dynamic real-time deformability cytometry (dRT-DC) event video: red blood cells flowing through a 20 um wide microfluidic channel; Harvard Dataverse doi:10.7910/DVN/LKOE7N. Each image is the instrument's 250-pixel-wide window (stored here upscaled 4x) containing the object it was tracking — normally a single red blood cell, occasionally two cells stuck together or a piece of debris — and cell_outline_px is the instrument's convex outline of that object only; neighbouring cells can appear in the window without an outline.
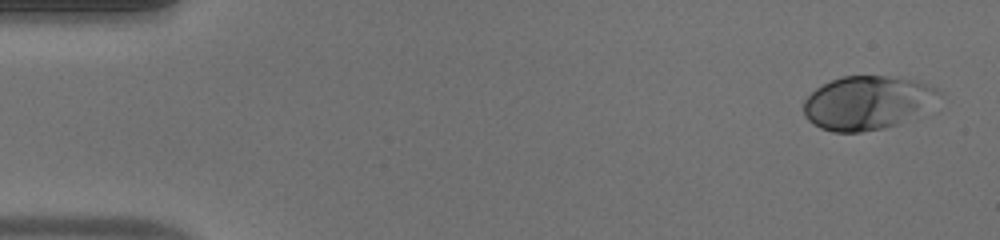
{"species": "human", "species_latin": "Homo sapiens", "temperature_condition": "warm", "stored_images_in_passage": 47, "camera_frame_rate_fps": 3000, "um_per_image_px": 0.085, "donor": {"sex": "male"}, "frame": {"image": 1, "passage_image": 1, "time_ms": 0.0, "image_size_px": [1000, 240], "cell_outline_px": [[940, 92], [896, 124], [884, 128], [860, 132], [832, 132], [820, 128], [812, 124], [804, 116], [804, 100], [816, 88], [832, 80], [844, 76], [884, 76], [916, 80], [936, 88]], "centroid_in_image_um": [73.53, 8.72], "position_along_channel_um": 11.5, "area_um2": 40.63}}
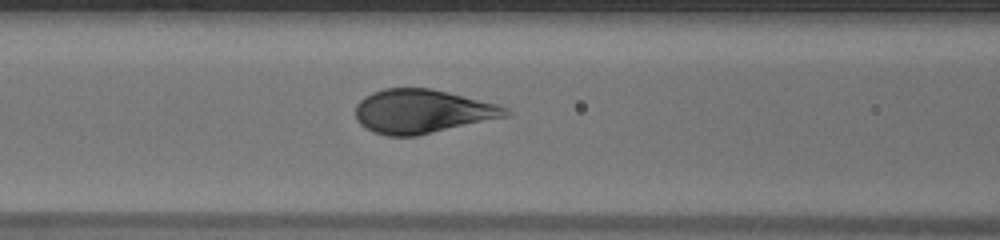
{"frame": {"image": 2, "passage_image": 19, "time_ms": 6.0, "image_size_px": [1000, 240], "cell_outline_px": [[512, 116], [416, 136], [388, 136], [376, 132], [360, 124], [356, 120], [356, 104], [364, 96], [372, 92], [384, 88], [432, 88], [496, 104], [508, 108], [512, 112]], "centroid_in_image_um": [35.93, 9.46], "position_along_channel_um": 130.7, "area_um2": 38.55}}
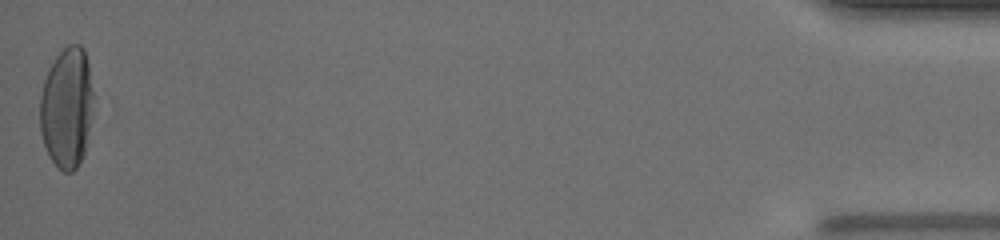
{"frame": {"image": 3, "passage_image": 47, "time_ms": 15.333, "image_size_px": [1000, 240], "cell_outline_px": [[96, 96], [92, 116], [84, 152], [76, 168], [72, 172], [64, 172], [52, 160], [44, 144], [40, 132], [40, 96], [44, 80], [48, 68], [56, 56], [68, 44], [80, 44], [84, 48]], "centroid_in_image_um": [5.71, 9.1], "position_along_channel_um": 429.5, "area_um2": 38.09}, "authors_computed_cell_mechanics": {"area_um2": 39.0728, "velocity_mm_per_s": 4.2136, "shape_relaxation_time_tau1_ms": 4.0836, "shape_relaxation_time_tau2_ms": null, "deformation_change_tau1": 0.2328, "deformation_change_tau2": null}}